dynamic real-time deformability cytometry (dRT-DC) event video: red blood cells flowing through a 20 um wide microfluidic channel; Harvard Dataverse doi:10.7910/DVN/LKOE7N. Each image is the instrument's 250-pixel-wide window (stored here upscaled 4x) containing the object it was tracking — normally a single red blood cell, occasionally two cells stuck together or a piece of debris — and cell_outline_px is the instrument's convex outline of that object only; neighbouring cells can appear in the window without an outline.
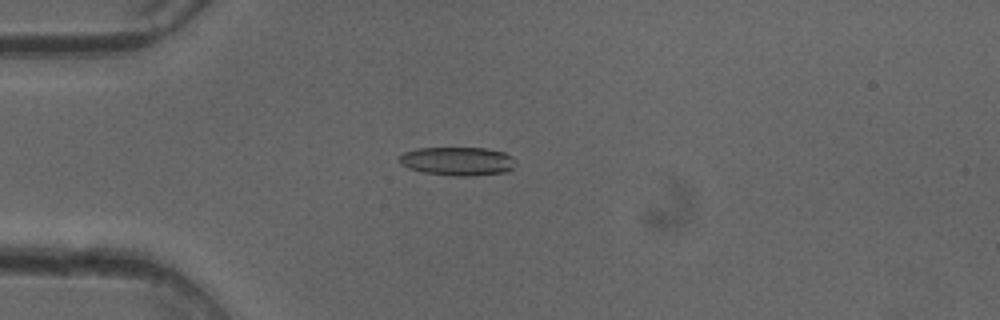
{"species": "common noctule bat (a hibernating species)", "species_latin": "Nyctalus noctula", "temperature_condition": "cold", "stored_images_in_passage": 51, "camera_frame_rate_fps": 3000, "um_per_image_px": 0.085, "animal": {"sex": "female"}, "frame": {"image": 1, "passage_image": 14, "time_ms": 4.333, "image_size_px": [1000, 320], "cell_outline_px": [[516, 164], [508, 172], [472, 176], [452, 176], [424, 172], [408, 168], [400, 164], [400, 156], [404, 152], [416, 148], [484, 148], [504, 152], [512, 156], [516, 160]], "centroid_in_image_um": [38.93, 13.71], "position_along_channel_um": 46.1, "area_um2": 19.54}}
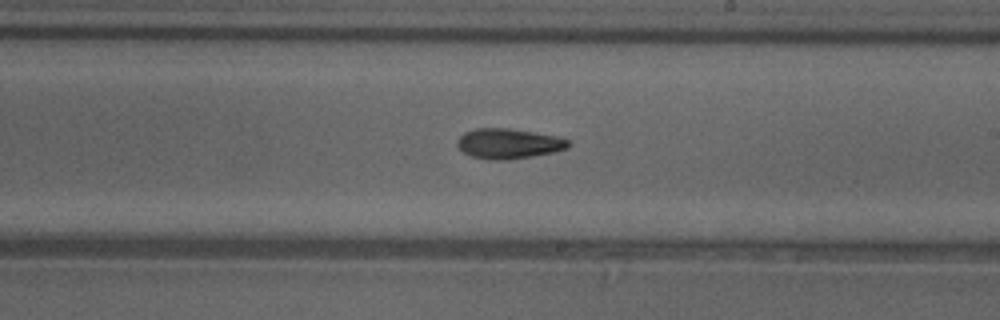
{"frame": {"image": 2, "passage_image": 30, "time_ms": 9.667, "image_size_px": [1000, 320], "cell_outline_px": [[568, 148], [552, 152], [532, 156], [508, 160], [492, 160], [472, 156], [464, 152], [456, 144], [456, 140], [464, 132], [476, 128], [508, 128], [556, 136], [568, 140]], "centroid_in_image_um": [43.18, 12.2], "position_along_channel_um": 245.8, "area_um2": 19.31}}
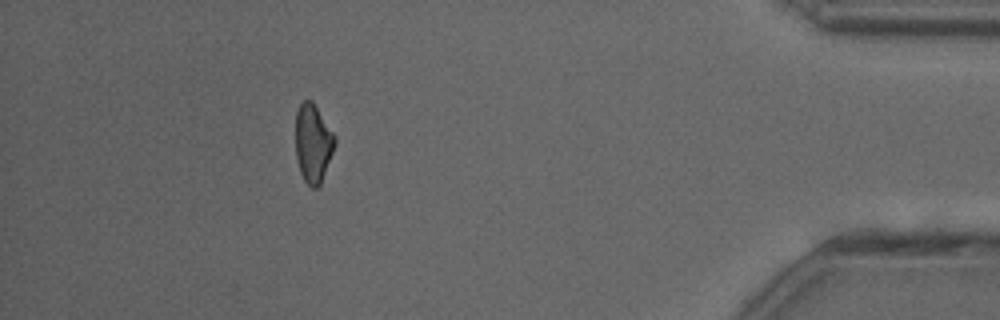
{"frame": {"image": 3, "passage_image": 46, "time_ms": 15.0, "image_size_px": [1000, 320], "cell_outline_px": [[336, 144], [320, 184], [316, 188], [312, 188], [304, 180], [300, 172], [296, 160], [296, 112], [300, 104], [304, 100], [312, 100], [336, 136]], "centroid_in_image_um": [26.61, 12.17], "position_along_channel_um": 408.6, "area_um2": 17.98}, "authors_computed_cell_mechanics": {"area_um2": 19.1318, "velocity_mm_per_s": 4.0882, "shape_relaxation_time_tau1_ms": 6.7966, "shape_relaxation_time_tau2_ms": 3.0687, "deformation_change_tau1": 0.1805, "deformation_change_tau2": 0.1114}}